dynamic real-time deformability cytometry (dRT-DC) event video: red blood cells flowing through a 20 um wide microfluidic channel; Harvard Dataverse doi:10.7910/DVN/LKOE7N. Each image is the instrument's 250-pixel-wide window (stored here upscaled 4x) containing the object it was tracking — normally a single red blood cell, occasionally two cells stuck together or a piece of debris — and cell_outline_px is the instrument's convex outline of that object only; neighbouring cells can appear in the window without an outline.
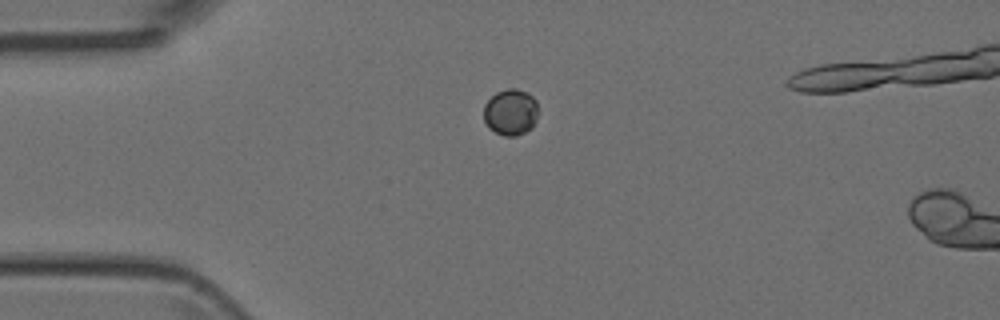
{"species": "Egyptian fruit bat (a non-hibernating species)", "species_latin": "Rousettus aegyptiacus", "temperature_condition": "room temperature", "stored_images_in_passage": 2, "camera_frame_rate_fps": 3000, "um_per_image_px": 0.085, "animal": {"sex": "female"}, "frame": {"image": 1, "passage_image": 1, "time_ms": 0.0, "image_size_px": [1000, 320], "cell_outline_px": [[536, 120], [532, 128], [516, 136], [504, 136], [488, 128], [484, 120], [484, 104], [496, 92], [508, 88], [516, 88], [528, 92], [536, 100]], "centroid_in_image_um": [43.39, 9.52], "position_along_channel_um": 41.6, "area_um2": 14.74}}